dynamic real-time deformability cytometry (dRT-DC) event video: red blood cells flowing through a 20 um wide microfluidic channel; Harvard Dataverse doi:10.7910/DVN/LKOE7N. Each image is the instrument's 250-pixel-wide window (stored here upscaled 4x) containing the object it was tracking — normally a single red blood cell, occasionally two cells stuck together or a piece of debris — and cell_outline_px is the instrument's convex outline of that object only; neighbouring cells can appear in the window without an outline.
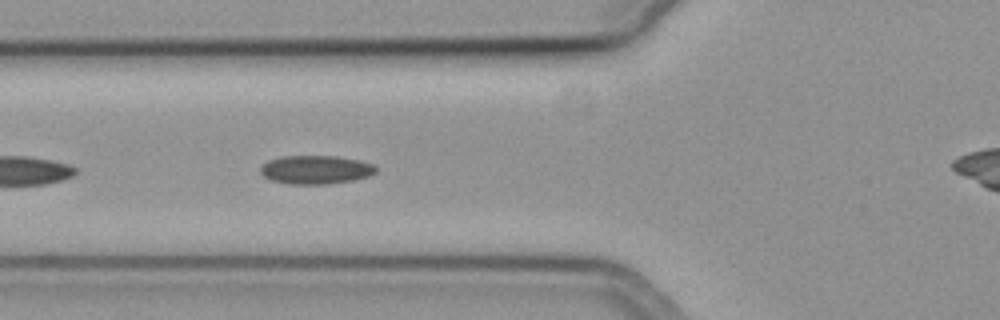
{"species": "common noctule bat (a hibernating species)", "species_latin": "Nyctalus noctula", "temperature_condition": "cold", "stored_images_in_passage": 26, "camera_frame_rate_fps": 3000, "um_per_image_px": 0.085, "animal": {"sex": "female", "body_mass_g": 19.3, "forearm_length_mm": 54.1}, "frame": {"image": 1, "passage_image": 5, "time_ms": 1.333, "image_size_px": [1000, 320], "cell_outline_px": [[376, 172], [368, 176], [352, 180], [328, 184], [288, 184], [272, 180], [264, 176], [260, 172], [260, 164], [268, 160], [280, 156], [336, 156], [360, 160], [372, 164], [376, 168]], "centroid_in_image_um": [26.79, 14.42], "position_along_channel_um": 99.0, "area_um2": 19.31}}